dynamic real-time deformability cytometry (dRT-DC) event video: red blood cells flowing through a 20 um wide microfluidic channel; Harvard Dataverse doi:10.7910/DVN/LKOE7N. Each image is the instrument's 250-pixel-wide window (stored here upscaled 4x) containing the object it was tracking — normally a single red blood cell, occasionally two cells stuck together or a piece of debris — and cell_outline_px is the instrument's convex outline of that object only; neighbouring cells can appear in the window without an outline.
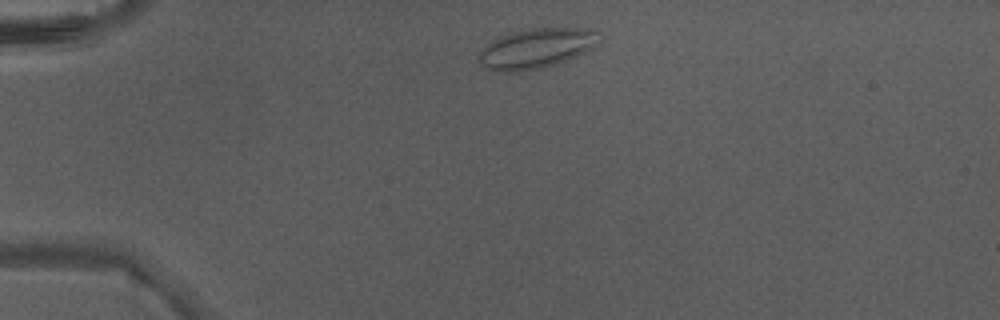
{"species": "Egyptian fruit bat (a non-hibernating species)", "species_latin": "Rousettus aegyptiacus", "temperature_condition": "warm", "stored_images_in_passage": 1, "camera_frame_rate_fps": 3000, "um_per_image_px": 0.085, "animal": {"sex": "male"}, "frame": {"image": 1, "passage_image": 1, "time_ms": 0.0, "image_size_px": [1000, 320], "cell_outline_px": [[596, 32], [588, 48], [584, 52], [568, 60], [540, 68], [516, 72], [492, 72], [480, 64], [480, 52], [484, 44], [500, 36], [532, 28], [592, 28]], "centroid_in_image_um": [45.44, 4.13], "position_along_channel_um": 39.6, "area_um2": 27.28}}